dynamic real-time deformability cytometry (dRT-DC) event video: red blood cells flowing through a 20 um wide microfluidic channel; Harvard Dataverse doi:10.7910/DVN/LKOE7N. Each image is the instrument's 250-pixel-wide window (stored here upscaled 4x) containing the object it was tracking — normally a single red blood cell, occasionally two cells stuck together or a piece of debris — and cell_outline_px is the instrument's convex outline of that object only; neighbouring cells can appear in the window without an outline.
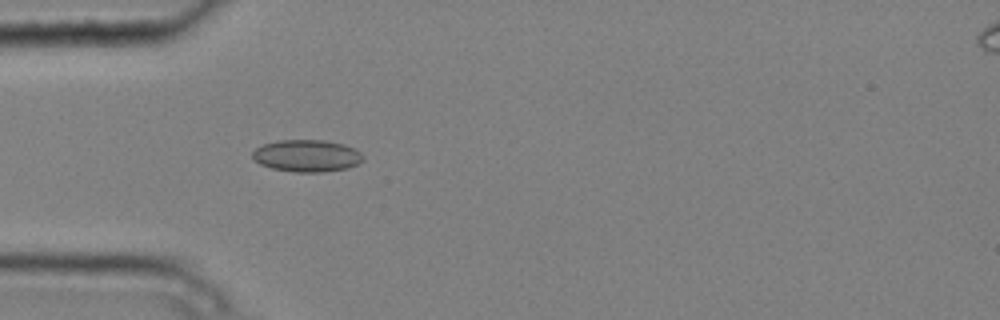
{"species": "common noctule bat (a hibernating species)", "species_latin": "Nyctalus noctula", "temperature_condition": "cold", "stored_images_in_passage": 4, "camera_frame_rate_fps": 3000, "um_per_image_px": 0.085, "animal": {"sex": "male", "body_mass_g": 20.4}, "frame": {"image": 1, "passage_image": 4, "time_ms": 1.0, "image_size_px": [1000, 320], "cell_outline_px": [[364, 160], [348, 168], [324, 172], [296, 172], [272, 168], [260, 164], [252, 156], [252, 152], [256, 148], [264, 144], [276, 140], [324, 140], [344, 144], [360, 152], [364, 156]], "centroid_in_image_um": [26.09, 13.24], "position_along_channel_um": 58.9, "area_um2": 20.63}}